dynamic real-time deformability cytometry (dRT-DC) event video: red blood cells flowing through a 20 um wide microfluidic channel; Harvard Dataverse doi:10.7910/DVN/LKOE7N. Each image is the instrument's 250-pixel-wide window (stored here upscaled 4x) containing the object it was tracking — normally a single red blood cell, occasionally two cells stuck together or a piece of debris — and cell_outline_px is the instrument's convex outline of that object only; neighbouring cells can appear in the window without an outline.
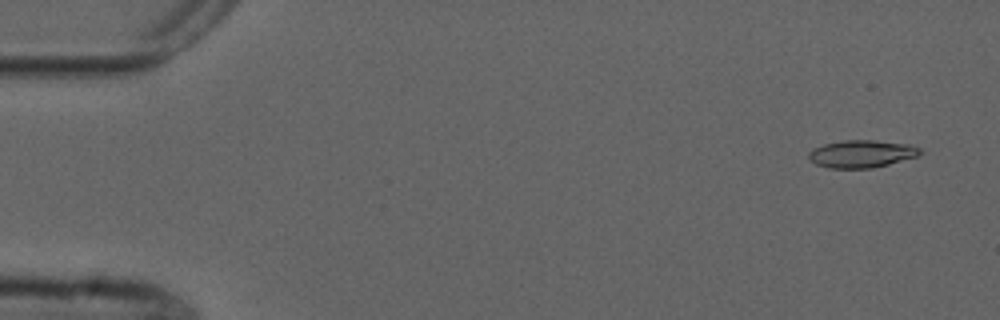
{"species": "common noctule bat (a hibernating species)", "species_latin": "Nyctalus noctula", "temperature_condition": "cold", "stored_images_in_passage": 6, "camera_frame_rate_fps": 3000, "um_per_image_px": 0.085, "animal": {"sex": "male", "forearm_length_mm": 52.5}, "frame": {"image": 1, "passage_image": 3, "time_ms": 0.667, "image_size_px": [1000, 320], "cell_outline_px": [[920, 152], [916, 156], [888, 164], [872, 168], [828, 168], [816, 164], [808, 156], [808, 152], [812, 148], [824, 144], [844, 140], [876, 140], [912, 144], [920, 148]], "centroid_in_image_um": [73.22, 13.06], "position_along_channel_um": 11.8, "area_um2": 17.8}}